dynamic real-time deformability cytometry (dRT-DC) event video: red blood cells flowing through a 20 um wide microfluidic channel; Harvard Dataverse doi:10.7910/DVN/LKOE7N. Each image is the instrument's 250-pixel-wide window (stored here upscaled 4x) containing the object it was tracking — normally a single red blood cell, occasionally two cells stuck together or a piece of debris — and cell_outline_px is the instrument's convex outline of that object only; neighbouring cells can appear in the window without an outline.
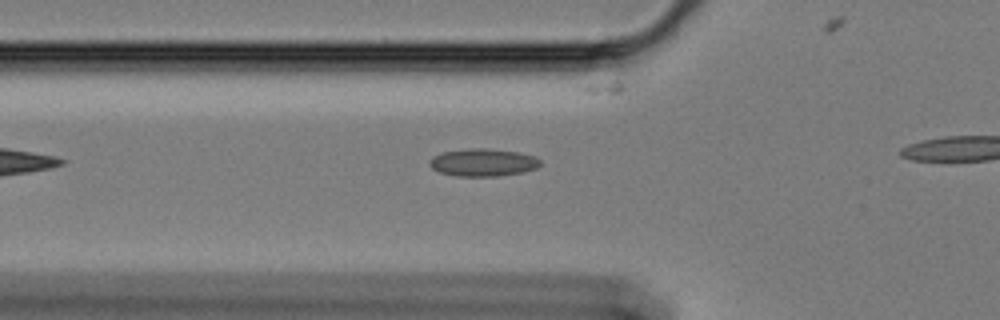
{"species": "Egyptian fruit bat (a non-hibernating species)", "species_latin": "Rousettus aegyptiacus", "temperature_condition": "cold", "stored_images_in_passage": 40, "camera_frame_rate_fps": 3000, "um_per_image_px": 0.085, "animal": {"sex": "female"}, "frame": {"image": 1, "passage_image": 12, "time_ms": 3.667, "image_size_px": [1000, 320], "cell_outline_px": [[540, 164], [536, 168], [524, 172], [496, 176], [456, 176], [440, 172], [432, 168], [428, 164], [428, 160], [432, 156], [444, 152], [468, 148], [484, 148], [516, 152], [536, 156], [540, 160]], "centroid_in_image_um": [41.03, 13.81], "position_along_channel_um": 84.8, "area_um2": 17.8}}
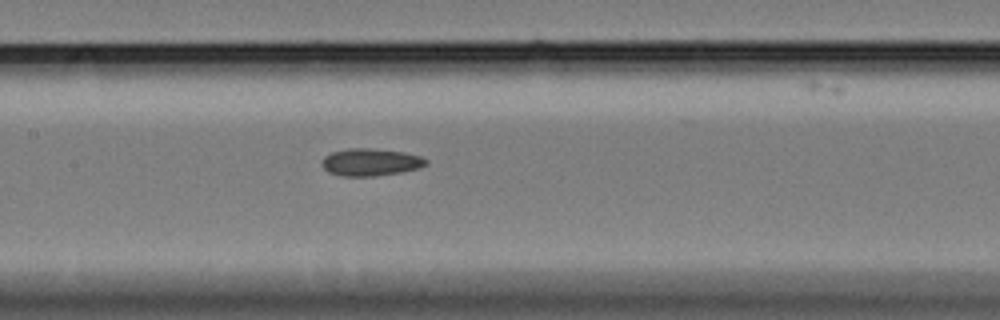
{"frame": {"image": 2, "passage_image": 20, "time_ms": 6.333, "image_size_px": [1000, 320], "cell_outline_px": [[428, 164], [416, 168], [400, 172], [376, 176], [344, 176], [328, 172], [320, 164], [324, 156], [332, 152], [348, 148], [372, 148], [404, 152], [420, 156], [428, 160]], "centroid_in_image_um": [31.47, 13.77], "position_along_channel_um": 175.9, "area_um2": 16.59}}
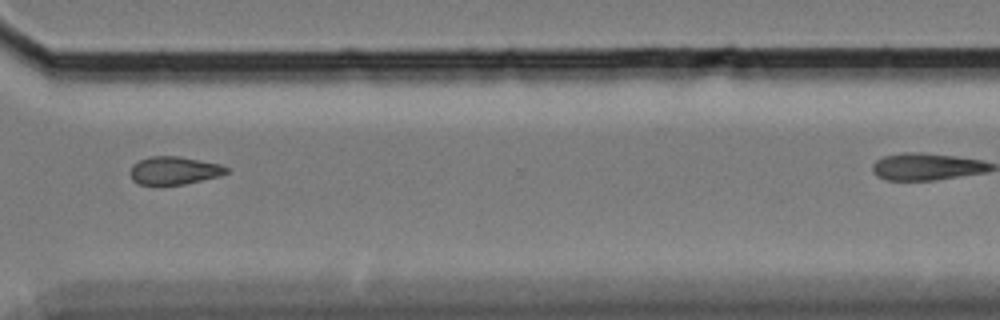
{"frame": {"image": 3, "passage_image": 36, "time_ms": 11.667, "image_size_px": [1000, 320], "cell_outline_px": [[228, 172], [220, 176], [184, 184], [140, 184], [132, 180], [132, 164], [148, 156], [180, 156], [220, 164], [228, 168]], "centroid_in_image_um": [14.83, 14.48], "position_along_channel_um": 355.8, "area_um2": 15.49}}